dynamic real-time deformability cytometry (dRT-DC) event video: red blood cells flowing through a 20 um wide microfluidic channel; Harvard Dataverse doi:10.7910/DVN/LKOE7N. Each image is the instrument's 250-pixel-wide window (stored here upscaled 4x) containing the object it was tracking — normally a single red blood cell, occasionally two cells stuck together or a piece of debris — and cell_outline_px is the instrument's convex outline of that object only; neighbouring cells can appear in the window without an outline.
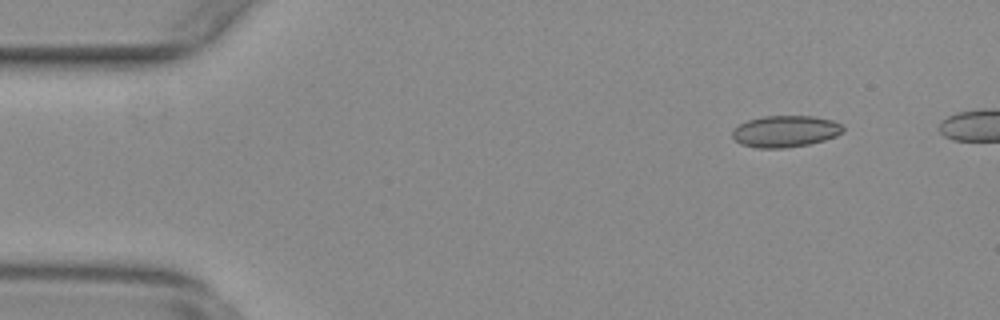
{"species": "common noctule bat (a hibernating species)", "species_latin": "Nyctalus noctula", "temperature_condition": "warm", "stored_images_in_passage": 20, "camera_frame_rate_fps": 3000, "um_per_image_px": 0.085, "animal": {"sex": "female", "body_mass_g": 29.2, "forearm_length_mm": 56.3}, "frame": {"image": 1, "passage_image": 6, "time_ms": 1.667, "image_size_px": [1000, 320], "cell_outline_px": [[844, 132], [836, 136], [824, 140], [808, 144], [784, 148], [756, 148], [740, 144], [732, 136], [732, 128], [748, 120], [764, 116], [812, 116], [832, 120], [844, 124]], "centroid_in_image_um": [66.76, 11.16], "position_along_channel_um": 18.2, "area_um2": 20.52}}